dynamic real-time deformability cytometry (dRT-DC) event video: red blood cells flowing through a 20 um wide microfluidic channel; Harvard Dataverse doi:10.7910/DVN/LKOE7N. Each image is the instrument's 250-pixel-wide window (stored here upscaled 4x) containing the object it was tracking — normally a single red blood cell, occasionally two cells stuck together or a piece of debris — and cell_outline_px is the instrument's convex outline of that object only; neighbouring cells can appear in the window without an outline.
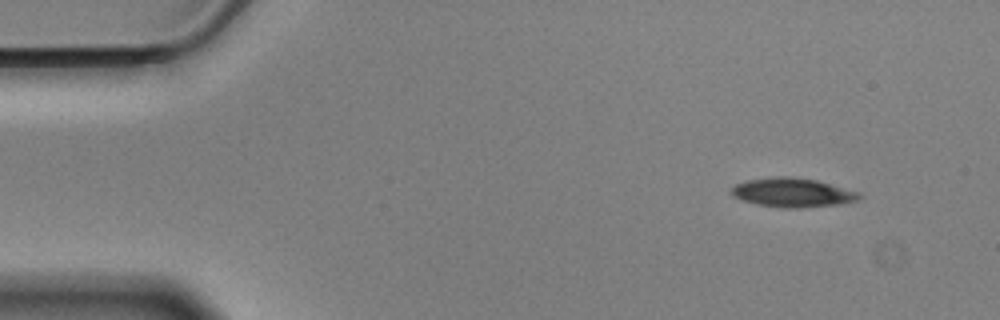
{"species": "Egyptian fruit bat (a non-hibernating species)", "species_latin": "Rousettus aegyptiacus", "temperature_condition": "cold", "stored_images_in_passage": 52, "camera_frame_rate_fps": 3000, "um_per_image_px": 0.085, "animal": {"sex": "male"}, "frame": {"image": 1, "passage_image": 1, "time_ms": 0.0, "image_size_px": [1000, 320], "cell_outline_px": [[864, 196], [860, 200], [840, 204], [796, 208], [784, 208], [756, 204], [732, 196], [728, 192], [736, 184], [748, 180], [772, 176], [792, 176], [816, 180], [860, 192]], "centroid_in_image_um": [67.39, 16.36], "position_along_channel_um": 17.6, "area_um2": 21.85}}
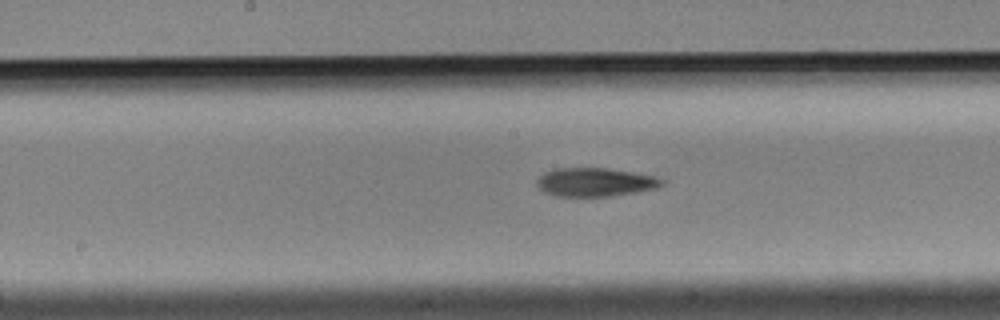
{"frame": {"image": 2, "passage_image": 24, "time_ms": 7.667, "image_size_px": [1000, 320], "cell_outline_px": [[664, 184], [656, 188], [636, 192], [612, 196], [556, 196], [544, 192], [536, 184], [536, 180], [544, 172], [556, 168], [608, 168], [656, 176], [664, 180]], "centroid_in_image_um": [50.59, 15.48], "position_along_channel_um": 197.6, "area_um2": 20.87}}
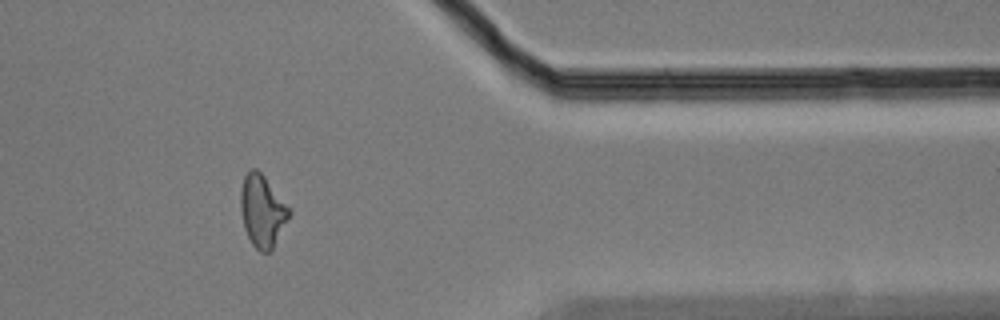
{"frame": {"image": 3, "passage_image": 42, "time_ms": 13.667, "image_size_px": [1000, 320], "cell_outline_px": [[292, 212], [272, 248], [268, 252], [260, 252], [252, 244], [244, 228], [240, 208], [240, 192], [244, 176], [248, 168], [256, 168], [264, 176], [292, 208]], "centroid_in_image_um": [22.3, 17.89], "position_along_channel_um": 389.1, "area_um2": 20.52}, "authors_computed_cell_mechanics": {"area_um2": 21.0392, "velocity_mm_per_s": 3.5224, "shape_relaxation_time_tau1_ms": 5.6349, "shape_relaxation_time_tau2_ms": 5.4611, "deformation_change_tau1": 0.1516, "deformation_change_tau2": 0.1475}}